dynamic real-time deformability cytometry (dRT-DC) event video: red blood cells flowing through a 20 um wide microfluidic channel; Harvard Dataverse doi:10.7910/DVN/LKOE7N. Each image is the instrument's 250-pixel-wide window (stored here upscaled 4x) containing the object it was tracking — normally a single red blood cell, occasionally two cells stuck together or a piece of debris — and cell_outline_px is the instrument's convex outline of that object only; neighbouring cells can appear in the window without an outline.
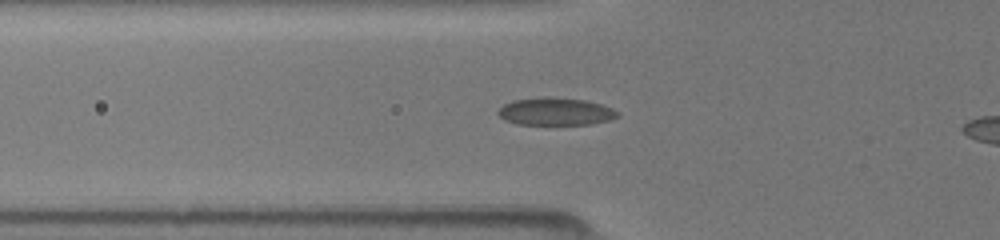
{"species": "common noctule bat (a hibernating species)", "species_latin": "Nyctalus noctula", "temperature_condition": "room temperature", "stored_images_in_passage": 41, "camera_frame_rate_fps": 3000, "um_per_image_px": 0.085, "animal": {"sex": "female", "body_mass_g": 19.5, "forearm_length_mm": 54.1}, "frame": {"image": 1, "passage_image": 15, "time_ms": 4.667, "image_size_px": [1000, 240], "cell_outline_px": [[620, 116], [608, 120], [592, 124], [516, 124], [504, 120], [496, 112], [504, 104], [512, 100], [544, 96], [584, 100], [600, 104], [612, 108], [620, 112]], "centroid_in_image_um": [47.21, 9.47], "position_along_channel_um": 78.6, "area_um2": 19.25}}
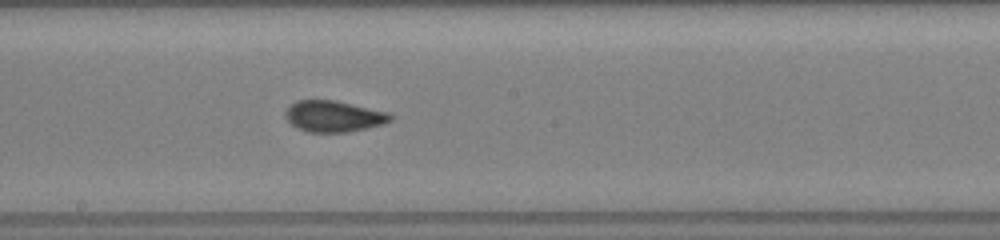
{"frame": {"image": 2, "passage_image": 25, "time_ms": 8.0, "image_size_px": [1000, 240], "cell_outline_px": [[392, 120], [384, 124], [348, 132], [308, 132], [292, 124], [284, 116], [284, 112], [296, 100], [336, 100], [388, 112], [392, 116]], "centroid_in_image_um": [28.38, 9.88], "position_along_channel_um": 219.8, "area_um2": 19.02}}
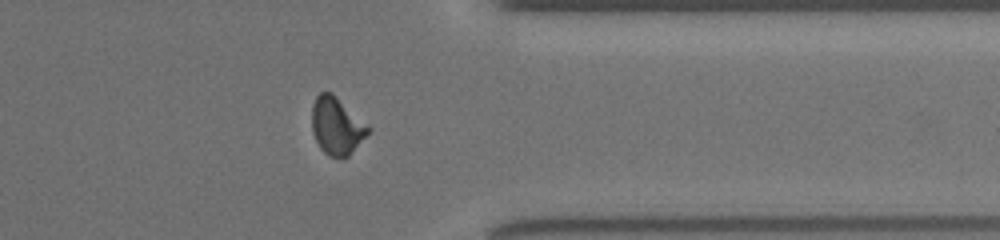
{"frame": {"image": 3, "passage_image": 37, "time_ms": 12.0, "image_size_px": [1000, 240], "cell_outline_px": [[372, 128], [348, 156], [328, 156], [320, 148], [312, 132], [312, 104], [316, 96], [320, 92], [332, 92]], "centroid_in_image_um": [28.6, 10.67], "position_along_channel_um": 382.8, "area_um2": 18.67}}